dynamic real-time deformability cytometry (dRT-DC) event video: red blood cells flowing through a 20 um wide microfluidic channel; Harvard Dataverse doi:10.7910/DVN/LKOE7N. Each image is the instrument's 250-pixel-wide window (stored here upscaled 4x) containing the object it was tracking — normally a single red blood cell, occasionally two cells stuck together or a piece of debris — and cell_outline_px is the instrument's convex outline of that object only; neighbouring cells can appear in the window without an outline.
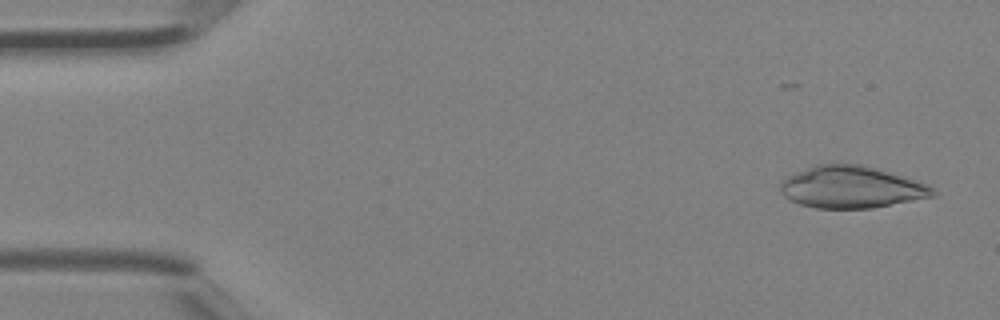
{"species": "Egyptian fruit bat (a non-hibernating species)", "species_latin": "Rousettus aegyptiacus", "temperature_condition": "room temperature", "stored_images_in_passage": 40, "camera_frame_rate_fps": 3000, "um_per_image_px": 0.085, "animal": {"sex": "female"}, "frame": {"image": 1, "passage_image": 2, "time_ms": 0.333, "image_size_px": [1000, 320], "cell_outline_px": [[936, 196], [872, 208], [816, 208], [800, 204], [784, 196], [780, 192], [780, 184], [788, 176], [796, 172], [816, 164], [864, 164], [880, 168], [928, 184], [936, 192]], "centroid_in_image_um": [72.4, 15.9], "position_along_channel_um": 12.6, "area_um2": 37.4}}
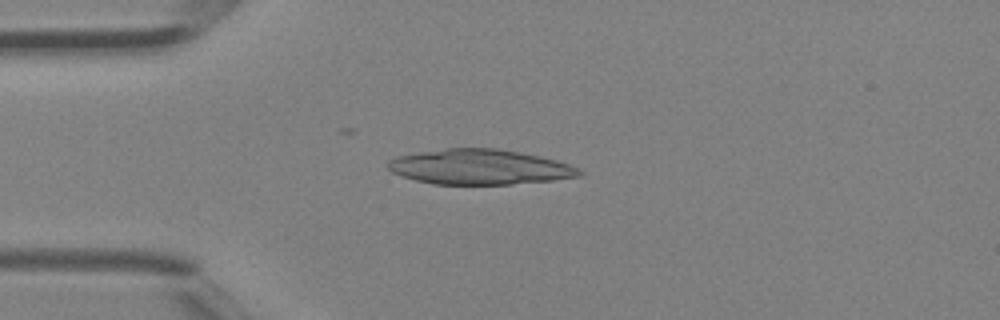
{"frame": {"image": 2, "passage_image": 10, "time_ms": 3.0, "image_size_px": [1000, 320], "cell_outline_px": [[584, 172], [580, 176], [552, 180], [512, 184], [432, 184], [416, 180], [392, 172], [388, 168], [388, 160], [396, 156], [444, 148], [496, 148], [556, 160], [568, 164]], "centroid_in_image_um": [40.74, 14.19], "position_along_channel_um": 44.3, "area_um2": 38.78}}
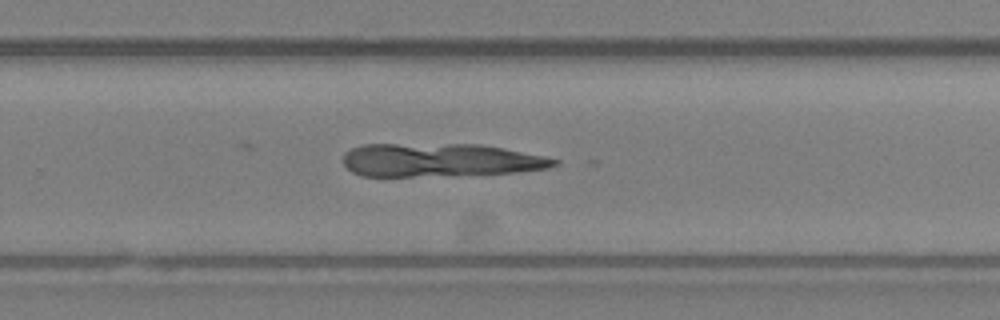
{"frame": {"image": 3, "passage_image": 26, "time_ms": 8.333, "image_size_px": [1000, 320], "cell_outline_px": [[560, 164], [548, 168], [516, 172], [456, 176], [364, 176], [352, 172], [344, 164], [344, 152], [360, 144], [480, 144], [504, 148], [544, 156], [560, 160]], "centroid_in_image_um": [37.44, 13.61], "position_along_channel_um": 292.4, "area_um2": 41.44}}